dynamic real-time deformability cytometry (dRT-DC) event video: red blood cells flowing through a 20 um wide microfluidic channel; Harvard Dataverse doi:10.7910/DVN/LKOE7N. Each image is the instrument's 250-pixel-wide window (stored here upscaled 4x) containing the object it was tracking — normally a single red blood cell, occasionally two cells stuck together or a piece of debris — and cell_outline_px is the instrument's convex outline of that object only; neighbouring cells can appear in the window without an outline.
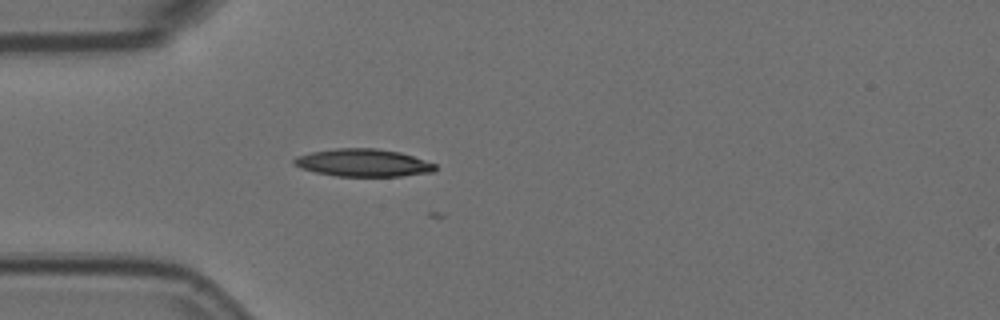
{"species": "Egyptian fruit bat (a non-hibernating species)", "species_latin": "Rousettus aegyptiacus", "temperature_condition": "room temperature", "stored_images_in_passage": 2, "camera_frame_rate_fps": 3000, "um_per_image_px": 0.085, "animal": {"sex": "female"}, "frame": {"image": 1, "passage_image": 1, "time_ms": 0.0, "image_size_px": [1000, 320], "cell_outline_px": [[436, 168], [432, 172], [400, 176], [336, 176], [316, 172], [300, 168], [292, 164], [292, 160], [296, 156], [312, 152], [336, 148], [376, 148], [400, 152], [436, 164]], "centroid_in_image_um": [30.83, 13.83], "position_along_channel_um": 54.2, "area_um2": 22.66}}